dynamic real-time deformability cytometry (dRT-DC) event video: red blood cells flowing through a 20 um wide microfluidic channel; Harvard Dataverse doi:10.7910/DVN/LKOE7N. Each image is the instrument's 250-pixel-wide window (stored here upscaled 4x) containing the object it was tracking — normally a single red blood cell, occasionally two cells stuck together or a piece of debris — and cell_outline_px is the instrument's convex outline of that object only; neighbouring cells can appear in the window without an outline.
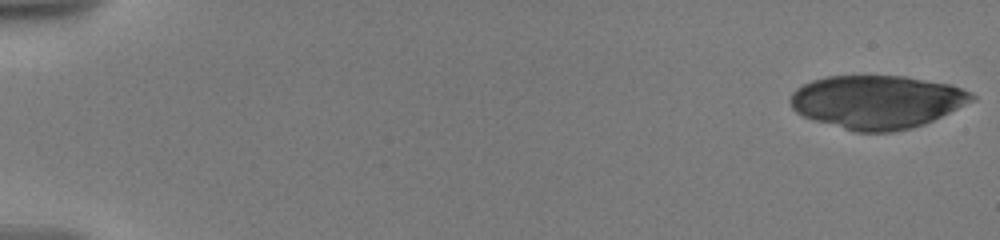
{"species": "human", "species_latin": "Homo sapiens", "temperature_condition": "warm", "stored_images_in_passage": 22, "camera_frame_rate_fps": 3000, "um_per_image_px": 0.085, "donor": {"sex": "male"}, "frame": {"image": 1, "passage_image": 1, "time_ms": 0.0, "image_size_px": [1000, 240], "cell_outline_px": [[976, 100], [924, 124], [912, 128], [892, 132], [856, 132], [812, 120], [796, 112], [792, 108], [788, 100], [792, 92], [796, 88], [812, 80], [828, 76], [904, 76], [952, 84], [972, 92], [976, 96]], "centroid_in_image_um": [74.55, 8.66], "position_along_channel_um": 10.5, "area_um2": 56.76}}
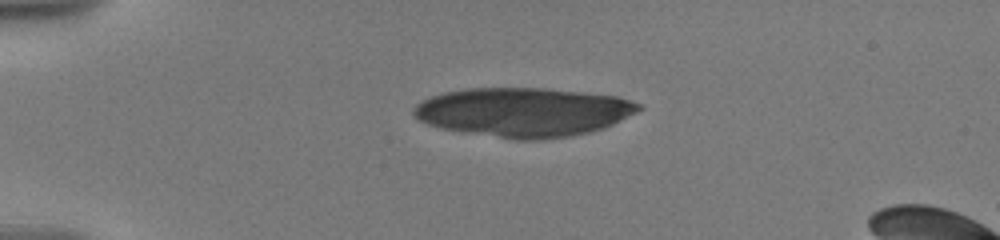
{"frame": {"image": 2, "passage_image": 15, "time_ms": 4.333, "image_size_px": [1000, 240], "cell_outline_px": [[644, 108], [604, 128], [572, 136], [540, 140], [520, 140], [440, 128], [428, 124], [420, 120], [412, 112], [412, 108], [420, 100], [444, 92], [468, 88], [552, 88], [616, 96], [640, 104]], "centroid_in_image_um": [44.49, 9.52], "position_along_channel_um": 40.5, "area_um2": 64.27}}